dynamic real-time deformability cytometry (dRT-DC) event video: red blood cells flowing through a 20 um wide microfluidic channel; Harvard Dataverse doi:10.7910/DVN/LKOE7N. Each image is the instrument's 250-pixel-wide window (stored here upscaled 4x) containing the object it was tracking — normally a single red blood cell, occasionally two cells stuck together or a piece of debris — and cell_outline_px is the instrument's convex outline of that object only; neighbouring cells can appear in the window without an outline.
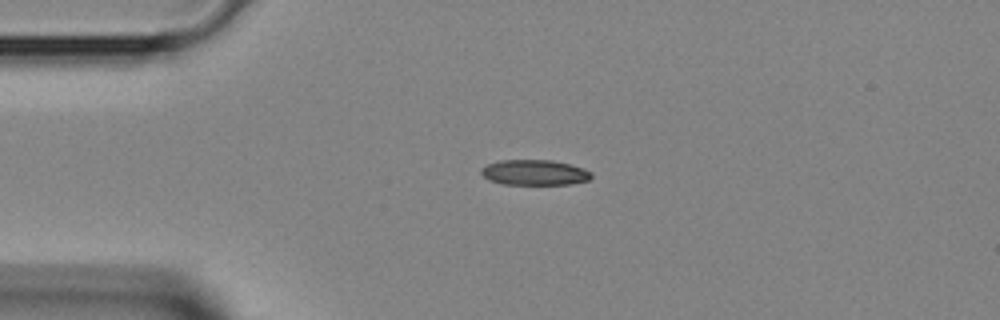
{"species": "Egyptian fruit bat (a non-hibernating species)", "species_latin": "Rousettus aegyptiacus", "temperature_condition": "room temperature", "stored_images_in_passage": 34, "camera_frame_rate_fps": 3000, "um_per_image_px": 0.085, "animal": {"sex": "female"}, "frame": {"image": 1, "passage_image": 1, "time_ms": 0.0, "image_size_px": [1000, 320], "cell_outline_px": [[592, 176], [588, 180], [572, 184], [504, 184], [488, 180], [480, 172], [480, 168], [488, 164], [500, 160], [552, 160], [584, 168], [592, 172]], "centroid_in_image_um": [45.43, 14.66], "position_along_channel_um": 39.6, "area_um2": 16.3}}
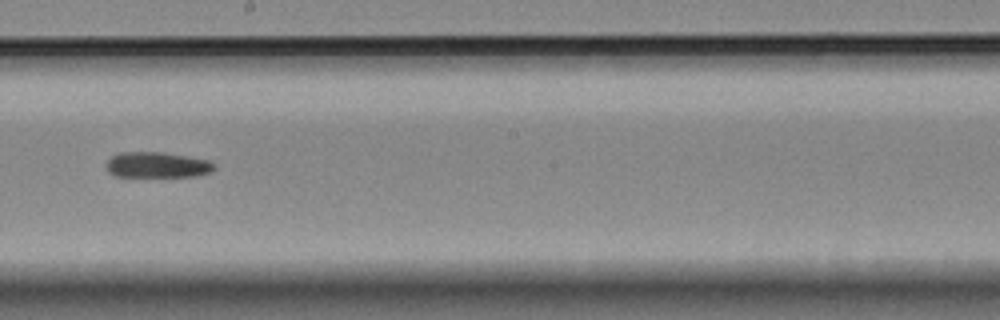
{"frame": {"image": 2, "passage_image": 15, "time_ms": 4.667, "image_size_px": [1000, 320], "cell_outline_px": [[216, 168], [212, 172], [196, 176], [116, 176], [108, 172], [104, 164], [112, 156], [120, 152], [164, 152], [188, 156], [208, 160]], "centroid_in_image_um": [13.34, 14.01], "position_along_channel_um": 234.9, "area_um2": 16.18}}
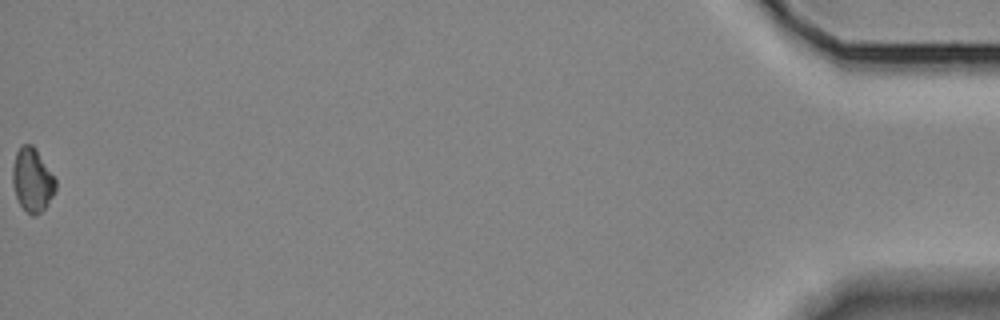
{"frame": {"image": 3, "passage_image": 34, "time_ms": 11.0, "image_size_px": [1000, 320], "cell_outline_px": [[56, 192], [44, 208], [36, 216], [32, 216], [20, 204], [16, 196], [12, 184], [12, 168], [16, 152], [24, 144], [32, 144], [36, 148], [56, 180]], "centroid_in_image_um": [2.75, 15.3], "position_along_channel_um": 432.5, "area_um2": 15.9}}